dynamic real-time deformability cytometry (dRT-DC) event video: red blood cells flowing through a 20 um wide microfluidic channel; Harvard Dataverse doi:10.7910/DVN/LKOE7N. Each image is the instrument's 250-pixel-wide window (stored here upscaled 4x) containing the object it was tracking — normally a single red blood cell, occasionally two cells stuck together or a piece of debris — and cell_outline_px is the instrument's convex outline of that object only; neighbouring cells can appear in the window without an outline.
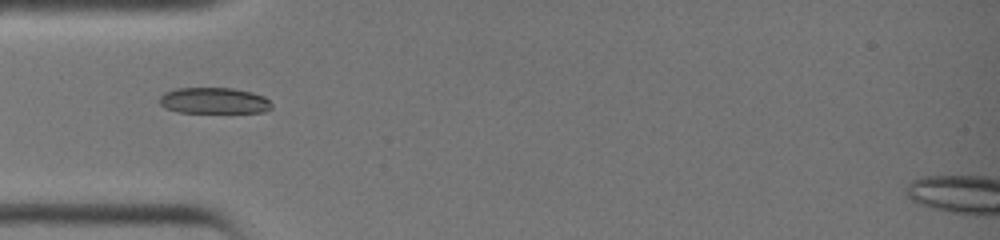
{"species": "common noctule bat (a hibernating species)", "species_latin": "Nyctalus noctula", "temperature_condition": "warm", "stored_images_in_passage": 28, "camera_frame_rate_fps": 3000, "um_per_image_px": 0.085, "animal": {"sex": "female", "body_mass_g": 19.0, "forearm_length_mm": 51.5}, "frame": {"image": 1, "passage_image": 1, "time_ms": 0.0, "image_size_px": [1000, 240], "cell_outline_px": [[272, 108], [264, 112], [176, 112], [164, 108], [160, 104], [160, 96], [164, 92], [176, 88], [232, 88], [252, 92], [264, 96], [272, 104]], "centroid_in_image_um": [18.17, 8.55], "position_along_channel_um": 66.8, "area_um2": 17.11}}
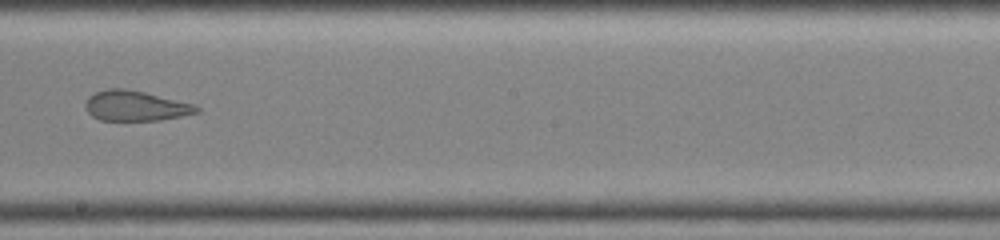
{"frame": {"image": 2, "passage_image": 12, "time_ms": 3.667, "image_size_px": [1000, 240], "cell_outline_px": [[200, 112], [160, 120], [100, 120], [92, 116], [84, 108], [84, 104], [88, 96], [96, 92], [108, 88], [124, 88], [144, 92], [196, 104], [200, 108]], "centroid_in_image_um": [11.51, 8.99], "position_along_channel_um": 236.7, "area_um2": 19.65}}
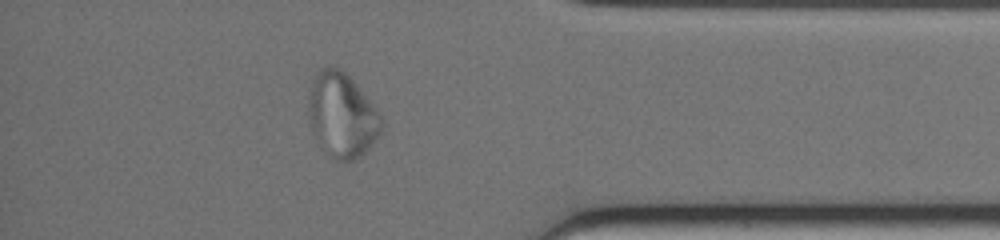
{"frame": {"image": 3, "passage_image": 23, "time_ms": 7.333, "image_size_px": [1000, 240], "cell_outline_px": [[384, 128], [372, 144], [360, 156], [352, 160], [332, 160], [324, 152], [312, 128], [308, 116], [308, 88], [312, 76], [316, 72], [328, 64], [340, 68], [356, 84], [376, 108], [384, 120]], "centroid_in_image_um": [29.04, 9.76], "position_along_channel_um": 406.2, "area_um2": 36.36}}